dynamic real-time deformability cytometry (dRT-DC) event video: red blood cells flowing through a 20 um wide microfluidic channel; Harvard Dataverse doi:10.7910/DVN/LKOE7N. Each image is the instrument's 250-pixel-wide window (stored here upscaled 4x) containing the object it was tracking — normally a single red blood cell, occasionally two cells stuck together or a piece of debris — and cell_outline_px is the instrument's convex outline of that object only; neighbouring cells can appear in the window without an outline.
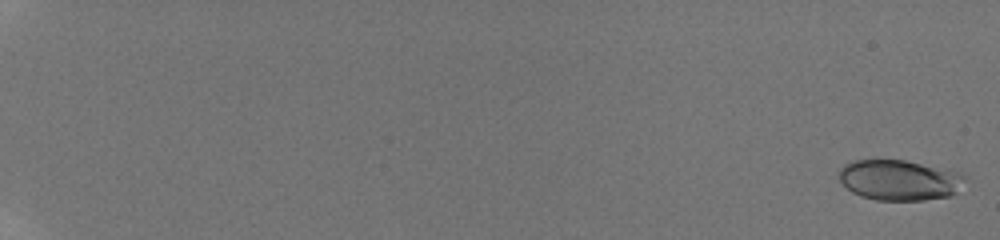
{"species": "human", "species_latin": "Homo sapiens", "temperature_condition": "room temperature", "stored_images_in_passage": 15, "camera_frame_rate_fps": 3000, "um_per_image_px": 0.085, "donor": {"sex": "male"}, "frame": {"image": 1, "passage_image": 1, "time_ms": 0.0, "image_size_px": [1000, 240], "cell_outline_px": [[968, 180], [952, 196], [924, 200], [876, 200], [860, 196], [852, 192], [836, 176], [836, 172], [844, 164], [852, 160], [904, 160], [960, 172]], "centroid_in_image_um": [76.44, 15.31], "position_along_channel_um": 8.6, "area_um2": 30.0}}
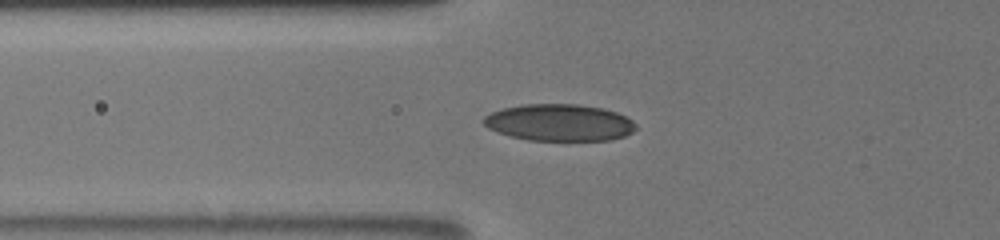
{"frame": {"image": 2, "passage_image": 9, "time_ms": 8.0, "image_size_px": [1000, 240], "cell_outline_px": [[636, 128], [632, 132], [624, 136], [608, 140], [528, 140], [508, 136], [488, 128], [480, 120], [484, 116], [492, 112], [504, 108], [520, 104], [580, 104], [604, 108], [616, 112], [632, 120], [636, 124]], "centroid_in_image_um": [47.52, 10.41], "position_along_channel_um": 78.3, "area_um2": 32.83}}
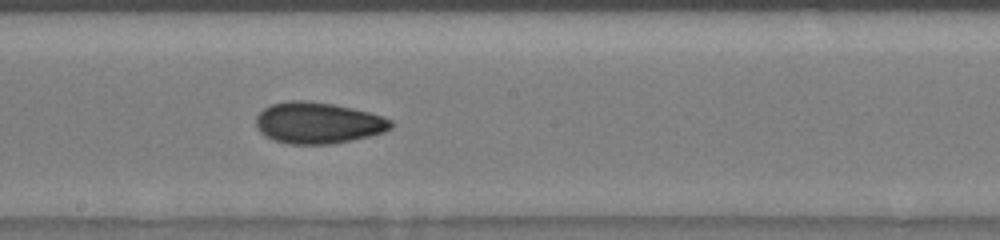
{"frame": {"image": 3, "passage_image": 14, "time_ms": 11.667, "image_size_px": [1000, 240], "cell_outline_px": [[396, 124], [392, 128], [384, 132], [352, 140], [332, 144], [288, 144], [272, 140], [264, 136], [260, 132], [256, 124], [256, 116], [264, 108], [272, 104], [288, 100], [304, 100], [332, 104], [352, 108], [384, 116], [392, 120]], "centroid_in_image_um": [27.04, 10.45], "position_along_channel_um": 221.2, "area_um2": 32.71}}